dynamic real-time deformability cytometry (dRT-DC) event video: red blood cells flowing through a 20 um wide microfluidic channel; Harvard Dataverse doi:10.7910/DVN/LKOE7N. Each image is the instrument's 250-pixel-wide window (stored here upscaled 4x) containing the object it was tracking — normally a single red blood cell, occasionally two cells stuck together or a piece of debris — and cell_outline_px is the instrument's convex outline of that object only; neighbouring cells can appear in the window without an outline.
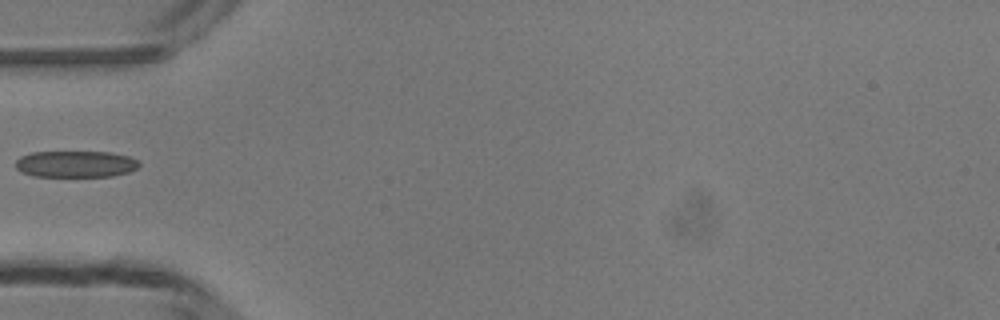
{"species": "common noctule bat (a hibernating species)", "species_latin": "Nyctalus noctula", "temperature_condition": "room temperature", "stored_images_in_passage": 34, "camera_frame_rate_fps": 3000, "um_per_image_px": 0.085, "animal": {"sex": "male", "body_mass_g": 13.3}, "frame": {"image": 1, "passage_image": 1, "time_ms": 0.0, "image_size_px": [1000, 320], "cell_outline_px": [[140, 164], [136, 168], [128, 172], [112, 176], [32, 176], [20, 172], [16, 168], [16, 160], [20, 156], [32, 152], [108, 152], [128, 156], [140, 160]], "centroid_in_image_um": [6.41, 13.94], "position_along_channel_um": 78.6, "area_um2": 19.13}}
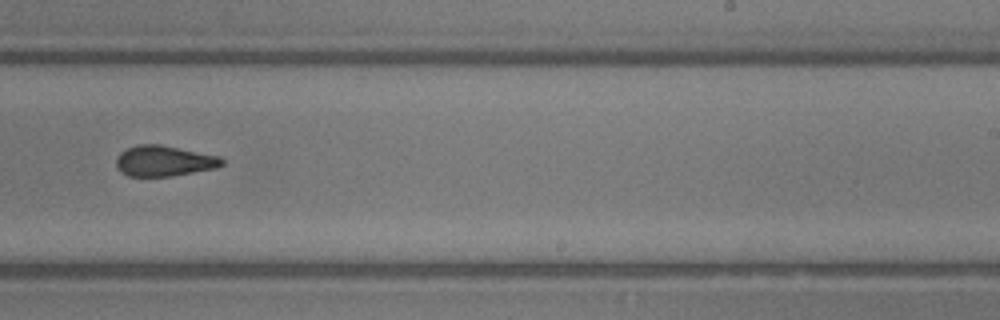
{"frame": {"image": 2, "passage_image": 15, "time_ms": 4.667, "image_size_px": [1000, 320], "cell_outline_px": [[224, 164], [216, 168], [172, 176], [128, 176], [120, 172], [116, 164], [116, 160], [120, 152], [128, 148], [140, 144], [160, 144], [220, 156], [224, 160]], "centroid_in_image_um": [13.96, 13.68], "position_along_channel_um": 275.0, "area_um2": 18.9}}
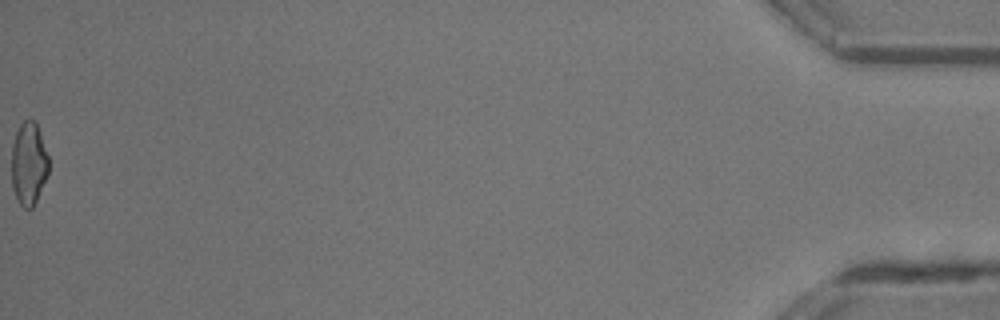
{"frame": {"image": 3, "passage_image": 34, "time_ms": 11.0, "image_size_px": [1000, 320], "cell_outline_px": [[48, 172], [36, 200], [32, 208], [24, 208], [20, 204], [16, 196], [12, 184], [12, 144], [16, 132], [20, 124], [24, 120], [36, 120], [48, 156]], "centroid_in_image_um": [2.43, 13.87], "position_along_channel_um": 432.8, "area_um2": 17.69}}